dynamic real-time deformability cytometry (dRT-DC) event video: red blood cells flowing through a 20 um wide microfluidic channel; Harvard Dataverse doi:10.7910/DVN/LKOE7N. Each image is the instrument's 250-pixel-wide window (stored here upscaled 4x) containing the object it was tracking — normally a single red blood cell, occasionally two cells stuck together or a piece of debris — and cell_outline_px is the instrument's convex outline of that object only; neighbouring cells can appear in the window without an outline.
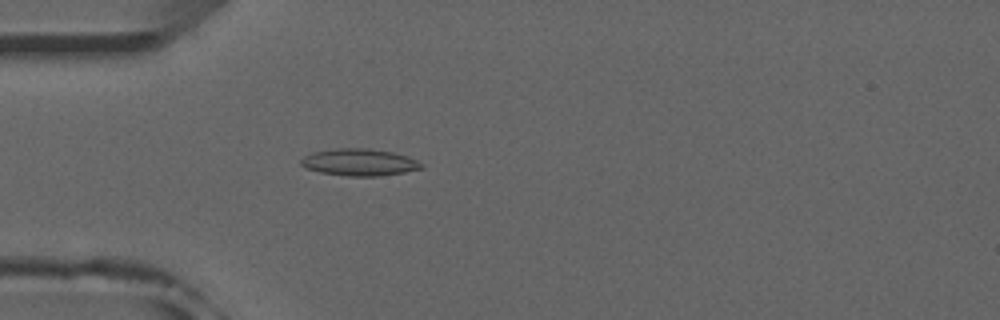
{"species": "common noctule bat (a hibernating species)", "species_latin": "Nyctalus noctula", "temperature_condition": "room temperature", "stored_images_in_passage": 52, "camera_frame_rate_fps": 3000, "um_per_image_px": 0.085, "animal": {"sex": "male", "forearm_length_mm": 52.5}, "frame": {"image": 1, "passage_image": 15, "time_ms": 4.667, "image_size_px": [1000, 320], "cell_outline_px": [[424, 168], [404, 172], [380, 176], [348, 176], [320, 172], [308, 168], [300, 164], [300, 160], [304, 156], [312, 152], [336, 148], [368, 148], [392, 152], [408, 156], [424, 164]], "centroid_in_image_um": [30.57, 13.79], "position_along_channel_um": 54.4, "area_um2": 18.96}}
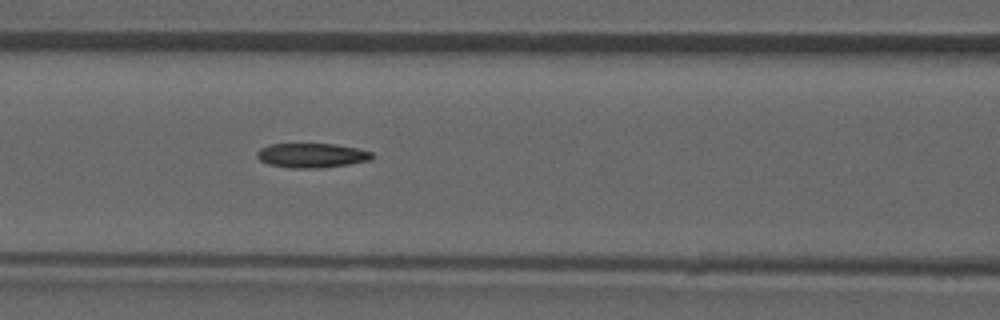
{"frame": {"image": 2, "passage_image": 22, "time_ms": 7.0, "image_size_px": [1000, 320], "cell_outline_px": [[372, 156], [368, 160], [348, 164], [320, 168], [292, 168], [268, 164], [260, 160], [256, 156], [256, 152], [260, 148], [272, 144], [336, 144], [360, 148], [372, 152]], "centroid_in_image_um": [26.48, 13.2], "position_along_channel_um": 140.1, "area_um2": 16.36}}
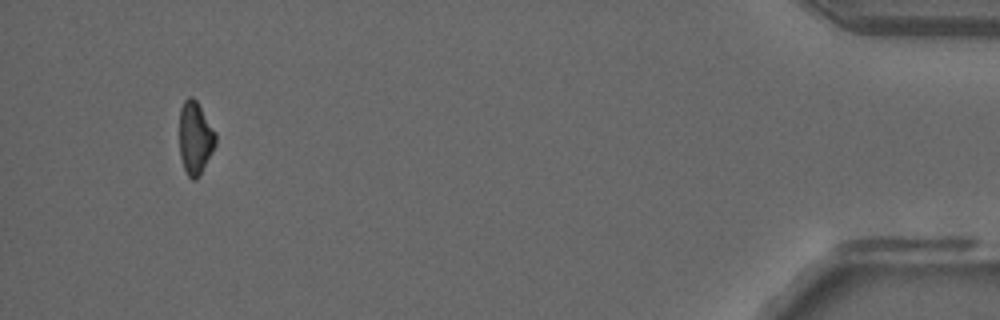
{"frame": {"image": 3, "passage_image": 49, "time_ms": 16.0, "image_size_px": [1000, 320], "cell_outline_px": [[216, 144], [200, 176], [196, 180], [192, 180], [188, 176], [184, 168], [180, 156], [180, 108], [184, 100], [188, 96], [192, 96], [196, 100], [216, 132]], "centroid_in_image_um": [16.6, 11.73], "position_along_channel_um": 418.6, "area_um2": 15.43}}